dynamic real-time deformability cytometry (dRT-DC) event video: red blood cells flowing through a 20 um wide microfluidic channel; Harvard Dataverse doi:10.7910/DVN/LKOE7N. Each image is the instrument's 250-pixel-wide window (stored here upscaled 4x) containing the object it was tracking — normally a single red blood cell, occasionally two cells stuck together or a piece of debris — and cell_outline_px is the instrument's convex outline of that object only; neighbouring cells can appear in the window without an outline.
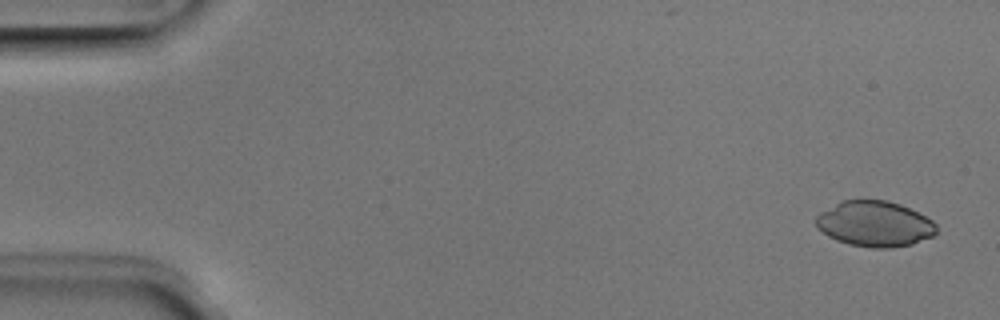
{"species": "Egyptian fruit bat (a non-hibernating species)", "species_latin": "Rousettus aegyptiacus", "temperature_condition": "room temperature", "stored_images_in_passage": 6, "camera_frame_rate_fps": 3000, "um_per_image_px": 0.085, "animal": {"sex": "male"}, "frame": {"image": 1, "passage_image": 1, "time_ms": 0.0, "image_size_px": [1000, 320], "cell_outline_px": [[936, 232], [932, 236], [912, 244], [892, 248], [872, 248], [848, 244], [836, 240], [828, 236], [816, 224], [816, 216], [820, 212], [844, 200], [888, 200], [900, 204], [932, 220], [936, 224]], "centroid_in_image_um": [74.36, 19.04], "position_along_channel_um": 10.6, "area_um2": 31.73}}